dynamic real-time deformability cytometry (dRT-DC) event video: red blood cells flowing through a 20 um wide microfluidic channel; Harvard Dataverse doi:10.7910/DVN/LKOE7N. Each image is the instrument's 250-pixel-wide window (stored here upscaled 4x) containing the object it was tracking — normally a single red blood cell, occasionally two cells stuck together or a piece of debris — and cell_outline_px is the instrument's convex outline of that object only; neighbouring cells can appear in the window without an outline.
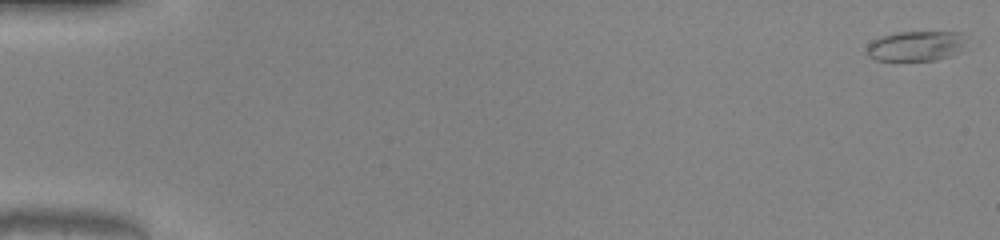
{"species": "common noctule bat (a hibernating species)", "species_latin": "Nyctalus noctula", "temperature_condition": "warm", "stored_images_in_passage": 51, "camera_frame_rate_fps": 3000, "um_per_image_px": 0.085, "animal": {"sex": "male", "body_mass_g": 20.0, "forearm_length_mm": 53.3}, "frame": {"image": 1, "passage_image": 1, "time_ms": 0.0, "image_size_px": [1000, 240], "cell_outline_px": [[964, 44], [960, 52], [952, 56], [936, 60], [876, 60], [868, 56], [864, 52], [864, 48], [872, 40], [880, 36], [896, 32], [960, 32]], "centroid_in_image_um": [77.78, 3.92], "position_along_channel_um": 7.2, "area_um2": 17.57}}
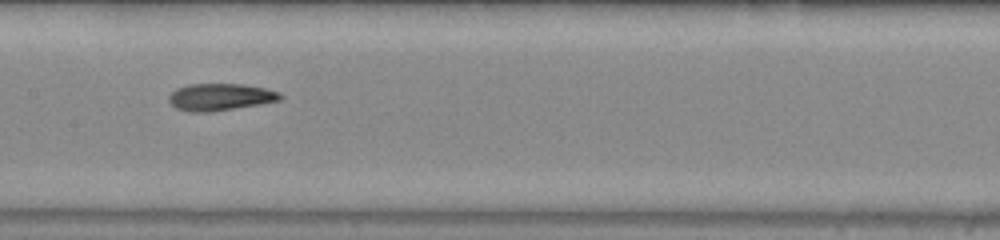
{"frame": {"image": 2, "passage_image": 27, "time_ms": 8.667, "image_size_px": [1000, 240], "cell_outline_px": [[284, 96], [280, 100], [260, 104], [212, 112], [188, 112], [176, 108], [168, 100], [168, 96], [176, 88], [188, 84], [240, 84], [264, 88], [280, 92]], "centroid_in_image_um": [18.7, 8.25], "position_along_channel_um": 188.7, "area_um2": 17.63}}
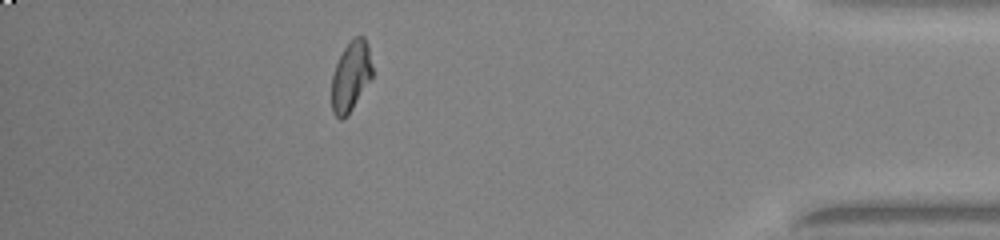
{"frame": {"image": 3, "passage_image": 46, "time_ms": 15.0, "image_size_px": [1000, 240], "cell_outline_px": [[372, 76], [348, 116], [344, 120], [340, 120], [332, 112], [332, 76], [336, 64], [344, 48], [356, 36], [364, 36], [368, 44], [372, 68]], "centroid_in_image_um": [29.81, 6.52], "position_along_channel_um": 405.4, "area_um2": 16.47}, "authors_computed_cell_mechanics": {"area_um2": 17.629, "velocity_mm_per_s": 4.0923, "shape_relaxation_time_tau1_ms": 10.2829, "shape_relaxation_time_tau2_ms": 2.8707, "deformation_change_tau1": 0.2896, "deformation_change_tau2": 0.101}}